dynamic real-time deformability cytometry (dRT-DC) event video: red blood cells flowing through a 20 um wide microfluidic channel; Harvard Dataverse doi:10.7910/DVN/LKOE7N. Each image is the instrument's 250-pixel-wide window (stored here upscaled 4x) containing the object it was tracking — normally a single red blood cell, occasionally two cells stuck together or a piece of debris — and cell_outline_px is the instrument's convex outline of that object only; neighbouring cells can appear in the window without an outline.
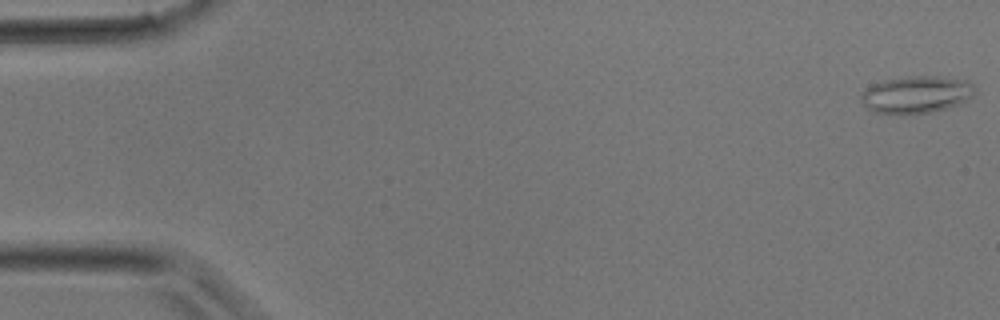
{"species": "common noctule bat (a hibernating species)", "species_latin": "Nyctalus noctula", "temperature_condition": "room temperature", "stored_images_in_passage": 35, "camera_frame_rate_fps": 3000, "um_per_image_px": 0.085, "animal": {"sex": "male", "body_mass_g": 17.9}, "frame": {"image": 1, "passage_image": 1, "time_ms": 0.0, "image_size_px": [1000, 320], "cell_outline_px": [[980, 92], [956, 104], [944, 108], [928, 112], [900, 116], [876, 112], [868, 108], [860, 100], [860, 96], [864, 88], [872, 84], [884, 80], [908, 76], [940, 76], [968, 80]], "centroid_in_image_um": [77.87, 8.03], "position_along_channel_um": 7.1, "area_um2": 25.03}}
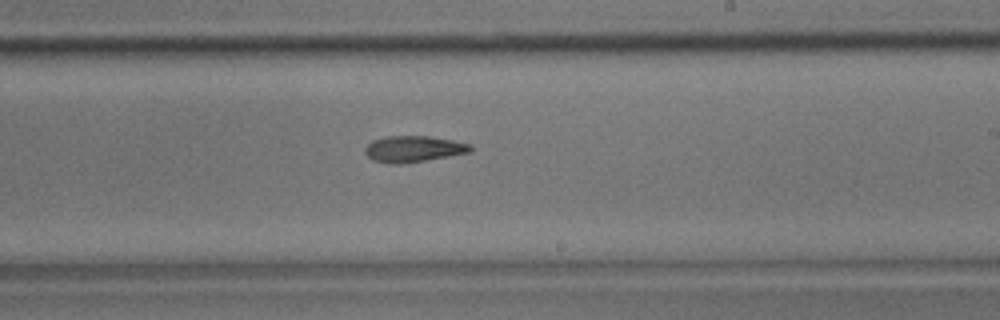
{"frame": {"image": 2, "passage_image": 21, "time_ms": 6.667, "image_size_px": [1000, 320], "cell_outline_px": [[472, 152], [400, 164], [392, 164], [372, 160], [364, 152], [364, 148], [372, 140], [388, 136], [428, 136], [452, 140], [472, 144]], "centroid_in_image_um": [35.14, 12.65], "position_along_channel_um": 253.9, "area_um2": 16.07}}
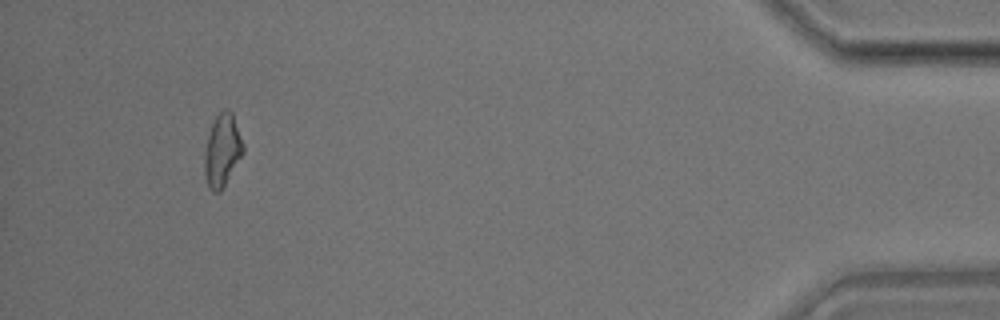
{"frame": {"image": 3, "passage_image": 33, "time_ms": 10.667, "image_size_px": [1000, 320], "cell_outline_px": [[244, 152], [220, 192], [212, 192], [208, 188], [204, 176], [204, 152], [208, 136], [212, 124], [216, 116], [224, 108], [232, 112], [244, 144]], "centroid_in_image_um": [18.88, 12.8], "position_along_channel_um": 416.3, "area_um2": 16.36}}